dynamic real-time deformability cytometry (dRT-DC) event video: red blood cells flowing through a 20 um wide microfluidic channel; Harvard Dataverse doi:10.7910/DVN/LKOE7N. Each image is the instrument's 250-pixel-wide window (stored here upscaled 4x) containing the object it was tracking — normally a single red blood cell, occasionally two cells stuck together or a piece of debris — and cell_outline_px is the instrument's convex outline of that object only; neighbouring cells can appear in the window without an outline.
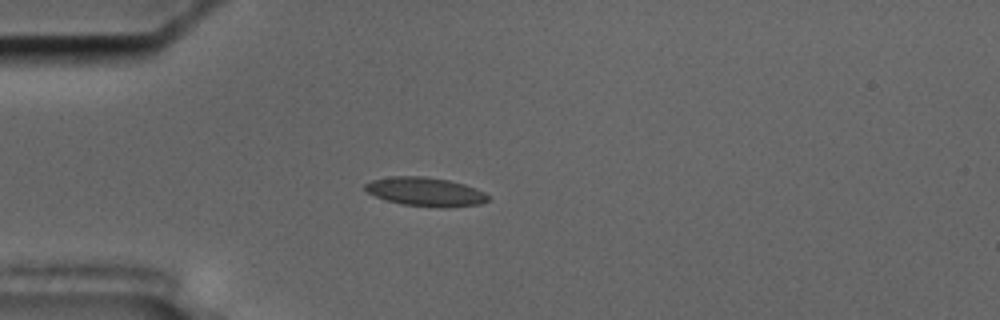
{"species": "common noctule bat (a hibernating species)", "species_latin": "Nyctalus noctula", "temperature_condition": "cold", "stored_images_in_passage": 42, "camera_frame_rate_fps": 3000, "um_per_image_px": 0.085, "animal": {"sex": "male", "body_mass_g": 17.5, "forearm_length_mm": 52.3}, "frame": {"image": 1, "passage_image": 1, "time_ms": 0.0, "image_size_px": [1000, 320], "cell_outline_px": [[488, 200], [480, 204], [448, 208], [440, 208], [400, 204], [376, 196], [368, 192], [364, 188], [364, 184], [372, 180], [392, 176], [424, 176], [448, 180], [464, 184], [476, 188], [484, 192], [488, 196]], "centroid_in_image_um": [36.18, 16.3], "position_along_channel_um": 48.8, "area_um2": 20.69}}
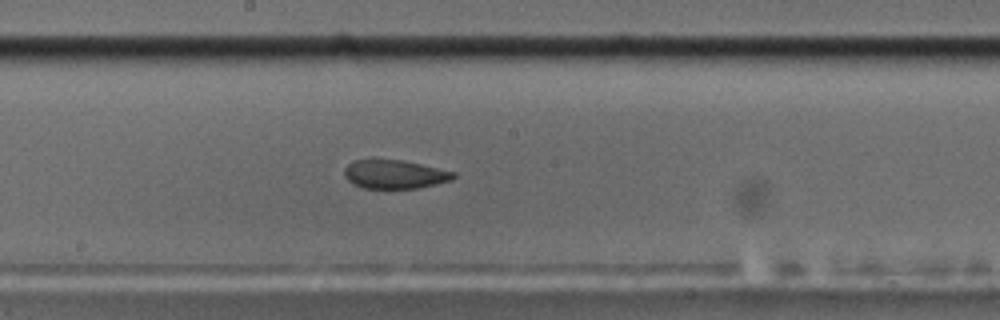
{"frame": {"image": 2, "passage_image": 16, "time_ms": 5.0, "image_size_px": [1000, 320], "cell_outline_px": [[456, 176], [452, 180], [436, 184], [416, 188], [364, 188], [352, 184], [344, 176], [344, 168], [348, 164], [356, 160], [372, 156], [400, 160], [420, 164], [456, 172]], "centroid_in_image_um": [33.49, 14.78], "position_along_channel_um": 214.7, "area_um2": 18.73}}
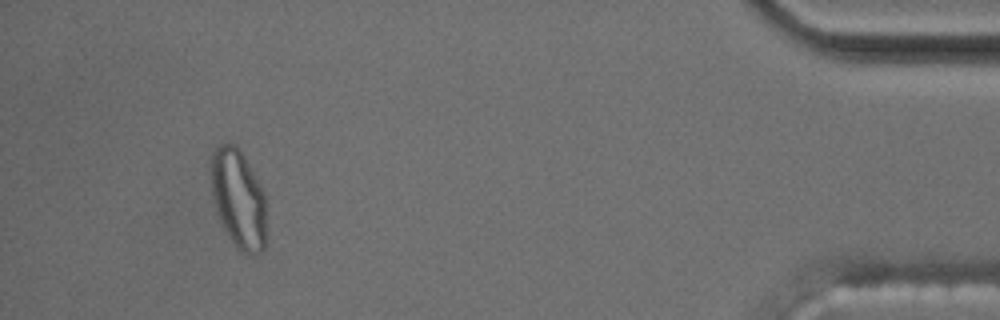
{"frame": {"image": 3, "passage_image": 38, "time_ms": 12.333, "image_size_px": [1000, 320], "cell_outline_px": [[264, 248], [260, 252], [244, 252], [236, 248], [228, 236], [216, 212], [212, 200], [208, 180], [208, 164], [212, 152], [220, 144], [232, 144], [244, 156], [260, 184], [264, 192]], "centroid_in_image_um": [20.17, 16.84], "position_along_channel_um": 415.0, "area_um2": 31.96}, "authors_computed_cell_mechanics": {"area_um2": 20.1433, "velocity_mm_per_s": 3.6029, "shape_relaxation_time_tau1_ms": null, "shape_relaxation_time_tau2_ms": 2.0402, "deformation_change_tau1": null, "deformation_change_tau2": 0.0693}}